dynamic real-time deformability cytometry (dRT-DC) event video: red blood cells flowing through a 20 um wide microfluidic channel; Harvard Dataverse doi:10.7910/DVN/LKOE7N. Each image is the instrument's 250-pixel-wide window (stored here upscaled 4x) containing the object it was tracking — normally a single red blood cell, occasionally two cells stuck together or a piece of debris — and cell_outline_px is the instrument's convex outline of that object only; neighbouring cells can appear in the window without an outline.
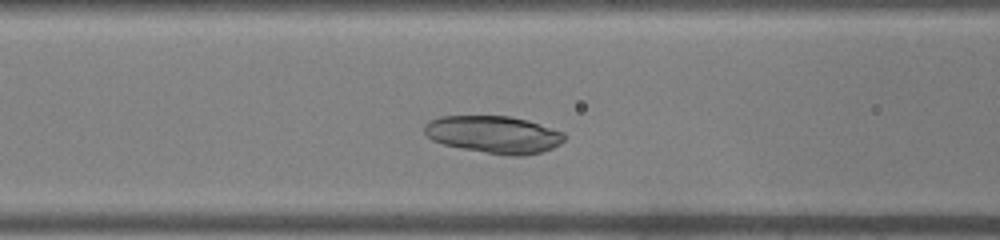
{"species": "common noctule bat (a hibernating species)", "species_latin": "Nyctalus noctula", "temperature_condition": "warm", "stored_images_in_passage": 37, "camera_frame_rate_fps": 3000, "um_per_image_px": 0.085, "animal": {"sex": "male", "body_mass_g": 19.0, "forearm_length_mm": 50.8}, "frame": {"image": 1, "passage_image": 10, "time_ms": 3.0, "image_size_px": [1000, 240], "cell_outline_px": [[568, 136], [560, 144], [552, 148], [540, 152], [524, 156], [512, 156], [460, 148], [444, 144], [432, 140], [424, 132], [424, 128], [428, 120], [440, 116], [508, 116], [528, 120], [564, 132]], "centroid_in_image_um": [41.99, 11.43], "position_along_channel_um": 124.6, "area_um2": 30.52}}
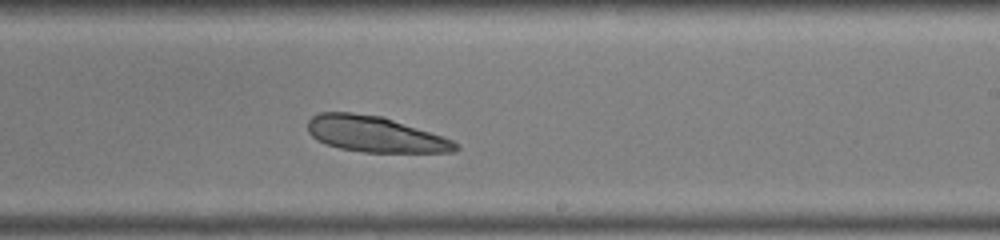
{"frame": {"image": 2, "passage_image": 19, "time_ms": 6.0, "image_size_px": [1000, 240], "cell_outline_px": [[460, 148], [456, 152], [364, 152], [340, 148], [324, 144], [316, 140], [308, 132], [308, 120], [312, 116], [320, 112], [352, 112], [384, 116], [452, 140], [460, 144]], "centroid_in_image_um": [31.86, 11.4], "position_along_channel_um": 257.1, "area_um2": 30.98}}
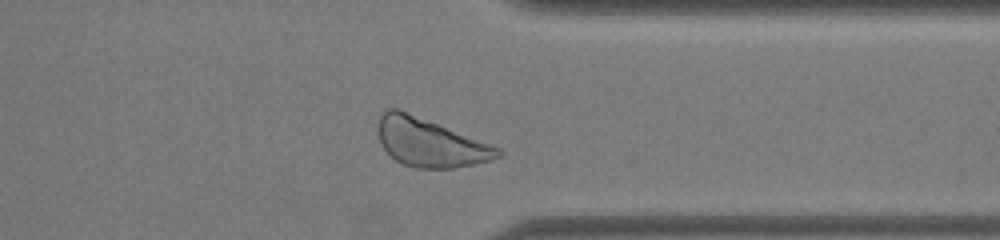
{"frame": {"image": 3, "passage_image": 27, "time_ms": 8.667, "image_size_px": [1000, 240], "cell_outline_px": [[504, 152], [500, 156], [492, 160], [452, 168], [416, 168], [404, 164], [396, 160], [380, 144], [376, 132], [376, 124], [380, 116], [388, 108], [400, 108], [500, 148]], "centroid_in_image_um": [36.51, 12.09], "position_along_channel_um": 374.9, "area_um2": 33.87}}